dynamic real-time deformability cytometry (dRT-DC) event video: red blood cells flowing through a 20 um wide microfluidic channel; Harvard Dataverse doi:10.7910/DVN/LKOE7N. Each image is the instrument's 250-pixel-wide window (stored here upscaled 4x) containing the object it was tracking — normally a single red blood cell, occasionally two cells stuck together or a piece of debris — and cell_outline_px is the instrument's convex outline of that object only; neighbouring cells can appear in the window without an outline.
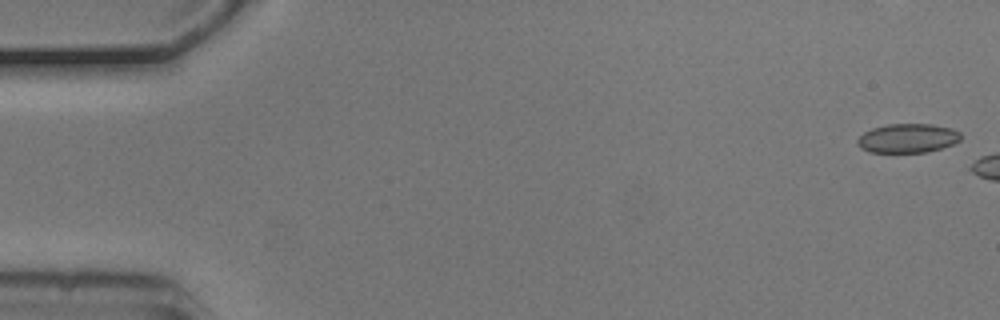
{"species": "common noctule bat (a hibernating species)", "species_latin": "Nyctalus noctula", "temperature_condition": "cold", "stored_images_in_passage": 3, "camera_frame_rate_fps": 3000, "um_per_image_px": 0.085, "animal": {"sex": "male", "body_mass_g": 20.5, "forearm_length_mm": 52.5}, "frame": {"image": 1, "passage_image": 1, "time_ms": 0.0, "image_size_px": [1000, 320], "cell_outline_px": [[960, 140], [952, 144], [928, 152], [868, 152], [860, 148], [856, 144], [856, 140], [864, 132], [872, 128], [888, 124], [932, 124], [952, 128], [960, 132]], "centroid_in_image_um": [77.12, 11.75], "position_along_channel_um": 7.9, "area_um2": 17.57}}